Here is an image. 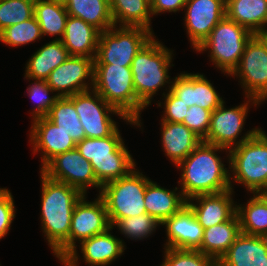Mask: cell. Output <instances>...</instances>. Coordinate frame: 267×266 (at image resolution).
I'll return each instance as SVG.
<instances>
[{"label":"cell","mask_w":267,"mask_h":266,"mask_svg":"<svg viewBox=\"0 0 267 266\" xmlns=\"http://www.w3.org/2000/svg\"><path fill=\"white\" fill-rule=\"evenodd\" d=\"M229 150L201 141L176 168L181 170L178 181L183 197L188 200L201 194H215L231 189L230 168L225 167L218 153Z\"/></svg>","instance_id":"6da1fadb"},{"label":"cell","mask_w":267,"mask_h":266,"mask_svg":"<svg viewBox=\"0 0 267 266\" xmlns=\"http://www.w3.org/2000/svg\"><path fill=\"white\" fill-rule=\"evenodd\" d=\"M42 232L54 254L69 238L75 204L84 195L79 189L49 178L40 170Z\"/></svg>","instance_id":"7a4b0ae2"},{"label":"cell","mask_w":267,"mask_h":266,"mask_svg":"<svg viewBox=\"0 0 267 266\" xmlns=\"http://www.w3.org/2000/svg\"><path fill=\"white\" fill-rule=\"evenodd\" d=\"M154 35L137 52L131 64L133 84L139 103L146 109L154 95L167 84L171 85L169 68L173 65V51ZM172 63V64H171Z\"/></svg>","instance_id":"3957f363"},{"label":"cell","mask_w":267,"mask_h":266,"mask_svg":"<svg viewBox=\"0 0 267 266\" xmlns=\"http://www.w3.org/2000/svg\"><path fill=\"white\" fill-rule=\"evenodd\" d=\"M124 142L117 128L108 137H85L77 143L76 148L91 163L101 186L128 175L136 168V162Z\"/></svg>","instance_id":"277c9868"},{"label":"cell","mask_w":267,"mask_h":266,"mask_svg":"<svg viewBox=\"0 0 267 266\" xmlns=\"http://www.w3.org/2000/svg\"><path fill=\"white\" fill-rule=\"evenodd\" d=\"M227 163L232 190L234 181L243 184L251 194L267 193V133L261 127L251 138L229 150Z\"/></svg>","instance_id":"5b68a950"},{"label":"cell","mask_w":267,"mask_h":266,"mask_svg":"<svg viewBox=\"0 0 267 266\" xmlns=\"http://www.w3.org/2000/svg\"><path fill=\"white\" fill-rule=\"evenodd\" d=\"M93 89L126 118L142 127L141 112L145 109L138 101L131 67L115 64H94Z\"/></svg>","instance_id":"8992f818"},{"label":"cell","mask_w":267,"mask_h":266,"mask_svg":"<svg viewBox=\"0 0 267 266\" xmlns=\"http://www.w3.org/2000/svg\"><path fill=\"white\" fill-rule=\"evenodd\" d=\"M86 196L84 194L74 206L68 240L54 253L63 266H78L80 256L76 242L104 233L111 227L103 199L98 195L88 201Z\"/></svg>","instance_id":"52a82bcc"},{"label":"cell","mask_w":267,"mask_h":266,"mask_svg":"<svg viewBox=\"0 0 267 266\" xmlns=\"http://www.w3.org/2000/svg\"><path fill=\"white\" fill-rule=\"evenodd\" d=\"M253 35L247 28L225 16L195 51H208L210 62L229 76L238 66L246 44Z\"/></svg>","instance_id":"ba28073f"},{"label":"cell","mask_w":267,"mask_h":266,"mask_svg":"<svg viewBox=\"0 0 267 266\" xmlns=\"http://www.w3.org/2000/svg\"><path fill=\"white\" fill-rule=\"evenodd\" d=\"M150 178L134 168L128 175L102 186L98 194L104 201L110 225L120 219L147 213L144 195Z\"/></svg>","instance_id":"9c48e42d"},{"label":"cell","mask_w":267,"mask_h":266,"mask_svg":"<svg viewBox=\"0 0 267 266\" xmlns=\"http://www.w3.org/2000/svg\"><path fill=\"white\" fill-rule=\"evenodd\" d=\"M154 33L143 27L112 26L100 32L94 64L131 67L137 52Z\"/></svg>","instance_id":"30bf717a"},{"label":"cell","mask_w":267,"mask_h":266,"mask_svg":"<svg viewBox=\"0 0 267 266\" xmlns=\"http://www.w3.org/2000/svg\"><path fill=\"white\" fill-rule=\"evenodd\" d=\"M245 99L247 100H244V103L232 108H226L224 101L211 112L208 134L203 142L230 150L251 138L260 129L255 127L241 136L250 106L256 108L261 104L259 100L252 97L246 96Z\"/></svg>","instance_id":"8fae6325"},{"label":"cell","mask_w":267,"mask_h":266,"mask_svg":"<svg viewBox=\"0 0 267 266\" xmlns=\"http://www.w3.org/2000/svg\"><path fill=\"white\" fill-rule=\"evenodd\" d=\"M74 106L87 138L110 136L118 128L111 114L119 116L127 124L138 126L137 121L126 118L94 89L74 94Z\"/></svg>","instance_id":"7c38bea8"},{"label":"cell","mask_w":267,"mask_h":266,"mask_svg":"<svg viewBox=\"0 0 267 266\" xmlns=\"http://www.w3.org/2000/svg\"><path fill=\"white\" fill-rule=\"evenodd\" d=\"M239 78L245 97L267 101V40L254 34L246 44L238 66L229 75Z\"/></svg>","instance_id":"4fadbf2b"},{"label":"cell","mask_w":267,"mask_h":266,"mask_svg":"<svg viewBox=\"0 0 267 266\" xmlns=\"http://www.w3.org/2000/svg\"><path fill=\"white\" fill-rule=\"evenodd\" d=\"M41 171L53 180L79 189L83 194H87V189L91 187H96L99 193L102 188L91 163L77 148L57 155Z\"/></svg>","instance_id":"5bb4252c"},{"label":"cell","mask_w":267,"mask_h":266,"mask_svg":"<svg viewBox=\"0 0 267 266\" xmlns=\"http://www.w3.org/2000/svg\"><path fill=\"white\" fill-rule=\"evenodd\" d=\"M46 82L59 97L93 89L94 58L69 56L50 73Z\"/></svg>","instance_id":"9a60e30c"},{"label":"cell","mask_w":267,"mask_h":266,"mask_svg":"<svg viewBox=\"0 0 267 266\" xmlns=\"http://www.w3.org/2000/svg\"><path fill=\"white\" fill-rule=\"evenodd\" d=\"M183 10L186 33L193 50L203 43L211 30L226 16L224 0H188Z\"/></svg>","instance_id":"2e32d148"},{"label":"cell","mask_w":267,"mask_h":266,"mask_svg":"<svg viewBox=\"0 0 267 266\" xmlns=\"http://www.w3.org/2000/svg\"><path fill=\"white\" fill-rule=\"evenodd\" d=\"M29 133V142L32 145L33 155L41 151L42 170L53 158L66 151L76 148L71 135L59 129L46 117L32 119Z\"/></svg>","instance_id":"e0dca14e"},{"label":"cell","mask_w":267,"mask_h":266,"mask_svg":"<svg viewBox=\"0 0 267 266\" xmlns=\"http://www.w3.org/2000/svg\"><path fill=\"white\" fill-rule=\"evenodd\" d=\"M170 91L189 107L196 105L211 112L224 102L211 81L199 73L181 72L172 78Z\"/></svg>","instance_id":"ac0fdd59"},{"label":"cell","mask_w":267,"mask_h":266,"mask_svg":"<svg viewBox=\"0 0 267 266\" xmlns=\"http://www.w3.org/2000/svg\"><path fill=\"white\" fill-rule=\"evenodd\" d=\"M234 190L229 189L215 194H201L186 201L203 229L226 222L236 214ZM195 201V202H194Z\"/></svg>","instance_id":"d6986e66"},{"label":"cell","mask_w":267,"mask_h":266,"mask_svg":"<svg viewBox=\"0 0 267 266\" xmlns=\"http://www.w3.org/2000/svg\"><path fill=\"white\" fill-rule=\"evenodd\" d=\"M162 226H165L167 236L164 248L181 250H198L200 248L204 229L187 205L178 213L167 218Z\"/></svg>","instance_id":"ffe728a7"},{"label":"cell","mask_w":267,"mask_h":266,"mask_svg":"<svg viewBox=\"0 0 267 266\" xmlns=\"http://www.w3.org/2000/svg\"><path fill=\"white\" fill-rule=\"evenodd\" d=\"M217 266H267V237L241 233Z\"/></svg>","instance_id":"44dd1931"},{"label":"cell","mask_w":267,"mask_h":266,"mask_svg":"<svg viewBox=\"0 0 267 266\" xmlns=\"http://www.w3.org/2000/svg\"><path fill=\"white\" fill-rule=\"evenodd\" d=\"M113 229L114 227L111 226L104 233L97 234L79 243V249H81L86 264L89 266H108L124 253L125 242L123 239L112 235L111 231Z\"/></svg>","instance_id":"7402d4cb"},{"label":"cell","mask_w":267,"mask_h":266,"mask_svg":"<svg viewBox=\"0 0 267 266\" xmlns=\"http://www.w3.org/2000/svg\"><path fill=\"white\" fill-rule=\"evenodd\" d=\"M160 122L163 152L177 166L202 140L183 123Z\"/></svg>","instance_id":"603a6c76"},{"label":"cell","mask_w":267,"mask_h":266,"mask_svg":"<svg viewBox=\"0 0 267 266\" xmlns=\"http://www.w3.org/2000/svg\"><path fill=\"white\" fill-rule=\"evenodd\" d=\"M100 31L80 18L68 16L64 36L61 39L70 56L94 58Z\"/></svg>","instance_id":"cb8c5ba5"},{"label":"cell","mask_w":267,"mask_h":266,"mask_svg":"<svg viewBox=\"0 0 267 266\" xmlns=\"http://www.w3.org/2000/svg\"><path fill=\"white\" fill-rule=\"evenodd\" d=\"M179 187L172 190L150 181L145 190L144 204L147 214L156 218L161 224L178 213L185 205L186 199Z\"/></svg>","instance_id":"d4e9b609"},{"label":"cell","mask_w":267,"mask_h":266,"mask_svg":"<svg viewBox=\"0 0 267 266\" xmlns=\"http://www.w3.org/2000/svg\"><path fill=\"white\" fill-rule=\"evenodd\" d=\"M69 56L61 40L49 41L31 55L25 66L24 79L46 80Z\"/></svg>","instance_id":"484cf974"},{"label":"cell","mask_w":267,"mask_h":266,"mask_svg":"<svg viewBox=\"0 0 267 266\" xmlns=\"http://www.w3.org/2000/svg\"><path fill=\"white\" fill-rule=\"evenodd\" d=\"M240 234L241 227L238 216L235 214L226 222L204 229L198 251L218 262Z\"/></svg>","instance_id":"4316f807"},{"label":"cell","mask_w":267,"mask_h":266,"mask_svg":"<svg viewBox=\"0 0 267 266\" xmlns=\"http://www.w3.org/2000/svg\"><path fill=\"white\" fill-rule=\"evenodd\" d=\"M226 16L253 34H263L267 30V0L231 1Z\"/></svg>","instance_id":"83f0119b"},{"label":"cell","mask_w":267,"mask_h":266,"mask_svg":"<svg viewBox=\"0 0 267 266\" xmlns=\"http://www.w3.org/2000/svg\"><path fill=\"white\" fill-rule=\"evenodd\" d=\"M115 26L143 27L154 32L151 27V0H109Z\"/></svg>","instance_id":"f1b7e54d"},{"label":"cell","mask_w":267,"mask_h":266,"mask_svg":"<svg viewBox=\"0 0 267 266\" xmlns=\"http://www.w3.org/2000/svg\"><path fill=\"white\" fill-rule=\"evenodd\" d=\"M236 214L241 233L267 237V193H253L247 203L236 204Z\"/></svg>","instance_id":"f546056e"},{"label":"cell","mask_w":267,"mask_h":266,"mask_svg":"<svg viewBox=\"0 0 267 266\" xmlns=\"http://www.w3.org/2000/svg\"><path fill=\"white\" fill-rule=\"evenodd\" d=\"M67 13L80 18L100 32L114 26L109 0H66Z\"/></svg>","instance_id":"4dcf8cb0"},{"label":"cell","mask_w":267,"mask_h":266,"mask_svg":"<svg viewBox=\"0 0 267 266\" xmlns=\"http://www.w3.org/2000/svg\"><path fill=\"white\" fill-rule=\"evenodd\" d=\"M33 14L40 25L42 37L56 36L54 40L63 38L69 16L63 2L35 0Z\"/></svg>","instance_id":"1f68e13d"},{"label":"cell","mask_w":267,"mask_h":266,"mask_svg":"<svg viewBox=\"0 0 267 266\" xmlns=\"http://www.w3.org/2000/svg\"><path fill=\"white\" fill-rule=\"evenodd\" d=\"M45 117L59 126V129L71 135L76 144L86 137L75 110L74 95L59 97Z\"/></svg>","instance_id":"d6a6232c"},{"label":"cell","mask_w":267,"mask_h":266,"mask_svg":"<svg viewBox=\"0 0 267 266\" xmlns=\"http://www.w3.org/2000/svg\"><path fill=\"white\" fill-rule=\"evenodd\" d=\"M41 38L40 25L34 16L28 20L9 26L0 32V42L12 48L36 42V40H40Z\"/></svg>","instance_id":"836d02e7"},{"label":"cell","mask_w":267,"mask_h":266,"mask_svg":"<svg viewBox=\"0 0 267 266\" xmlns=\"http://www.w3.org/2000/svg\"><path fill=\"white\" fill-rule=\"evenodd\" d=\"M162 225L156 218L147 213L134 217L120 219L113 227L117 228L122 235L131 240H143L152 236L157 228Z\"/></svg>","instance_id":"e575fe53"},{"label":"cell","mask_w":267,"mask_h":266,"mask_svg":"<svg viewBox=\"0 0 267 266\" xmlns=\"http://www.w3.org/2000/svg\"><path fill=\"white\" fill-rule=\"evenodd\" d=\"M35 0H0V32L34 16Z\"/></svg>","instance_id":"d590c367"},{"label":"cell","mask_w":267,"mask_h":266,"mask_svg":"<svg viewBox=\"0 0 267 266\" xmlns=\"http://www.w3.org/2000/svg\"><path fill=\"white\" fill-rule=\"evenodd\" d=\"M163 249L164 260L160 266H217L213 258L198 250Z\"/></svg>","instance_id":"8d00e7d4"},{"label":"cell","mask_w":267,"mask_h":266,"mask_svg":"<svg viewBox=\"0 0 267 266\" xmlns=\"http://www.w3.org/2000/svg\"><path fill=\"white\" fill-rule=\"evenodd\" d=\"M30 85H28L26 92H28L29 98L35 102V106L31 111V116L33 119L38 117H45L50 108L55 104V101L59 98L56 93L47 85L46 80H31ZM51 94H54L50 96Z\"/></svg>","instance_id":"74e56055"},{"label":"cell","mask_w":267,"mask_h":266,"mask_svg":"<svg viewBox=\"0 0 267 266\" xmlns=\"http://www.w3.org/2000/svg\"><path fill=\"white\" fill-rule=\"evenodd\" d=\"M164 90L166 91L162 94V97H164L162 101L164 102L159 101L157 103L158 107H161V104H163L164 108V114L161 115L160 121L183 123L189 106L170 91V86L167 85Z\"/></svg>","instance_id":"f35d334b"},{"label":"cell","mask_w":267,"mask_h":266,"mask_svg":"<svg viewBox=\"0 0 267 266\" xmlns=\"http://www.w3.org/2000/svg\"><path fill=\"white\" fill-rule=\"evenodd\" d=\"M211 111L193 105L188 108L183 124L194 132L202 141L208 134Z\"/></svg>","instance_id":"ab89813d"},{"label":"cell","mask_w":267,"mask_h":266,"mask_svg":"<svg viewBox=\"0 0 267 266\" xmlns=\"http://www.w3.org/2000/svg\"><path fill=\"white\" fill-rule=\"evenodd\" d=\"M13 195L7 188H0V240L8 235L16 217Z\"/></svg>","instance_id":"60d3db41"},{"label":"cell","mask_w":267,"mask_h":266,"mask_svg":"<svg viewBox=\"0 0 267 266\" xmlns=\"http://www.w3.org/2000/svg\"><path fill=\"white\" fill-rule=\"evenodd\" d=\"M188 0H151V11L153 15H159L163 12L177 13L185 7Z\"/></svg>","instance_id":"b9f144b4"},{"label":"cell","mask_w":267,"mask_h":266,"mask_svg":"<svg viewBox=\"0 0 267 266\" xmlns=\"http://www.w3.org/2000/svg\"><path fill=\"white\" fill-rule=\"evenodd\" d=\"M231 1H234V0H224V3L227 6Z\"/></svg>","instance_id":"7bdbcfd3"},{"label":"cell","mask_w":267,"mask_h":266,"mask_svg":"<svg viewBox=\"0 0 267 266\" xmlns=\"http://www.w3.org/2000/svg\"><path fill=\"white\" fill-rule=\"evenodd\" d=\"M261 35L267 40V30Z\"/></svg>","instance_id":"ee69618b"},{"label":"cell","mask_w":267,"mask_h":266,"mask_svg":"<svg viewBox=\"0 0 267 266\" xmlns=\"http://www.w3.org/2000/svg\"><path fill=\"white\" fill-rule=\"evenodd\" d=\"M51 1H58V2H65L66 0H51Z\"/></svg>","instance_id":"f6af8a7d"}]
</instances>
